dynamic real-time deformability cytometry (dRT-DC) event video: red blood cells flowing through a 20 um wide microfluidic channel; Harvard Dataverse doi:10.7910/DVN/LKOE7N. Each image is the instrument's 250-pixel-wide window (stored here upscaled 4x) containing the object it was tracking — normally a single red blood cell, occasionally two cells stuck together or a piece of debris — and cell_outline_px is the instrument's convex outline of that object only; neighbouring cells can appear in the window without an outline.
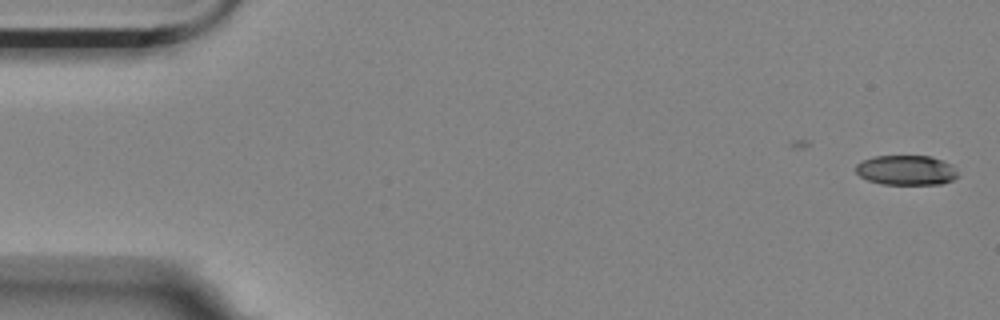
{"species": "Egyptian fruit bat (a non-hibernating species)", "species_latin": "Rousettus aegyptiacus", "temperature_condition": "room temperature", "stored_images_in_passage": 4, "camera_frame_rate_fps": 3000, "um_per_image_px": 0.085, "animal": {"sex": "female"}, "frame": {"image": 1, "passage_image": 1, "time_ms": 0.0, "image_size_px": [1000, 320], "cell_outline_px": [[960, 176], [952, 180], [940, 184], [880, 184], [868, 180], [860, 176], [856, 172], [856, 164], [872, 156], [928, 156], [944, 160], [952, 164], [956, 168]], "centroid_in_image_um": [77.07, 14.46], "position_along_channel_um": 7.9, "area_um2": 17.92}}